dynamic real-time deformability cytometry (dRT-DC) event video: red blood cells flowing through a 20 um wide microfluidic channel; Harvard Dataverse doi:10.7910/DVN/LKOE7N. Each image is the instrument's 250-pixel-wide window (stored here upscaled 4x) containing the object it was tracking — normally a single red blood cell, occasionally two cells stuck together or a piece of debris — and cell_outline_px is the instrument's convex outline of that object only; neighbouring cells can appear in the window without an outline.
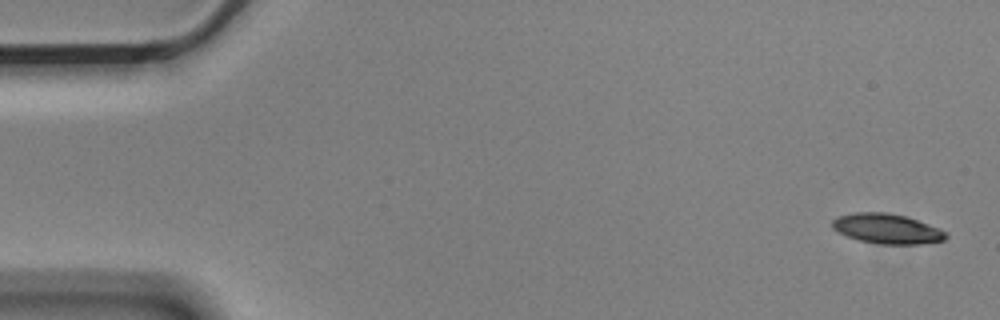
{"species": "Egyptian fruit bat (a non-hibernating species)", "species_latin": "Rousettus aegyptiacus", "temperature_condition": "cold", "stored_images_in_passage": 5, "camera_frame_rate_fps": 3000, "um_per_image_px": 0.085, "animal": {"sex": "male"}, "frame": {"image": 1, "passage_image": 1, "time_ms": 0.0, "image_size_px": [1000, 320], "cell_outline_px": [[948, 236], [944, 240], [920, 244], [880, 244], [860, 240], [848, 236], [832, 228], [832, 220], [836, 216], [856, 212], [888, 212], [908, 216], [940, 228], [948, 232]], "centroid_in_image_um": [75.43, 19.42], "position_along_channel_um": 9.6, "area_um2": 20.0}}
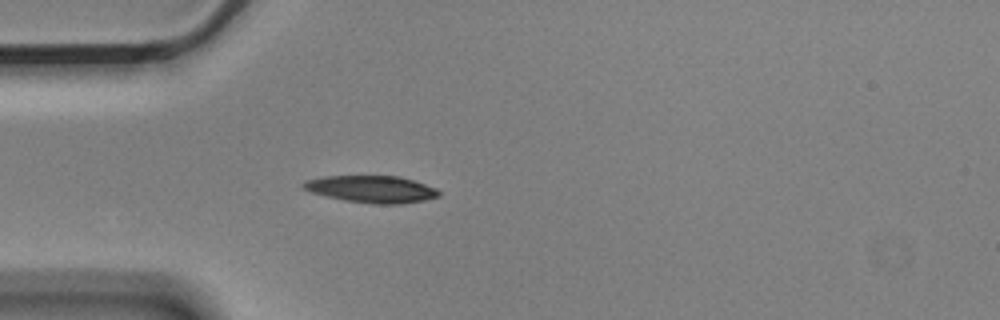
{"frame": {"image": 2, "passage_image": 5, "time_ms": 1.333, "image_size_px": [1000, 320], "cell_outline_px": [[440, 196], [424, 200], [400, 204], [376, 204], [344, 200], [312, 192], [304, 188], [300, 184], [308, 180], [324, 176], [400, 176], [436, 188], [440, 192]], "centroid_in_image_um": [31.61, 16.07], "position_along_channel_um": 53.4, "area_um2": 21.1}}